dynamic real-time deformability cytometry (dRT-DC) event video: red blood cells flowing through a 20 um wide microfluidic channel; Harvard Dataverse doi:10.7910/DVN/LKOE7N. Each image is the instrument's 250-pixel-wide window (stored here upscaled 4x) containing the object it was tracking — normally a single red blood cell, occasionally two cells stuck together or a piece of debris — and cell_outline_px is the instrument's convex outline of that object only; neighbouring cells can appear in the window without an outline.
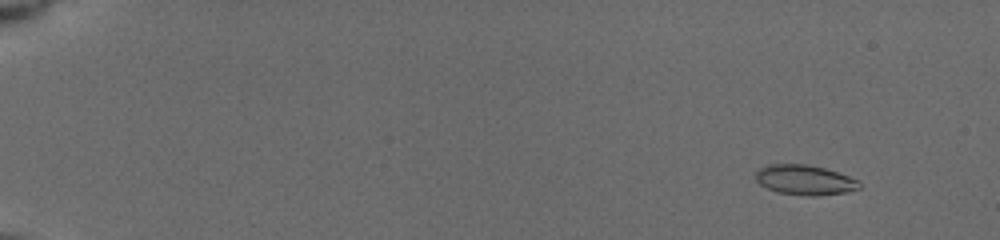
{"species": "common noctule bat (a hibernating species)", "species_latin": "Nyctalus noctula", "temperature_condition": "cold", "stored_images_in_passage": 27, "camera_frame_rate_fps": 3000, "um_per_image_px": 0.085, "animal": {"sex": "female", "body_mass_g": 19.5, "forearm_length_mm": 54.1}, "frame": {"image": 1, "passage_image": 4, "time_ms": 1.667, "image_size_px": [1000, 240], "cell_outline_px": [[860, 188], [844, 192], [816, 196], [808, 196], [776, 192], [760, 184], [756, 180], [756, 172], [760, 168], [768, 164], [808, 164], [824, 168], [860, 180]], "centroid_in_image_um": [68.4, 15.29], "position_along_channel_um": 16.6, "area_um2": 18.03}}
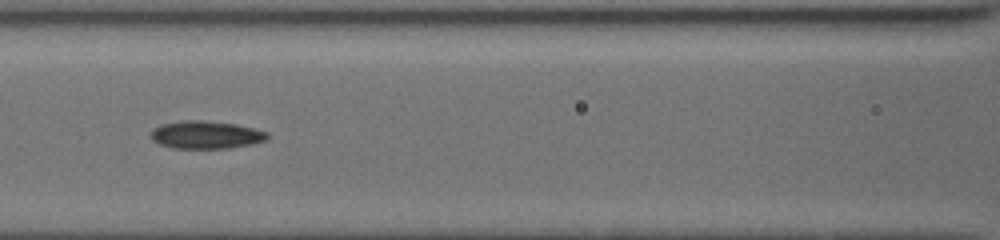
{"frame": {"image": 2, "passage_image": 18, "time_ms": 9.0, "image_size_px": [1000, 240], "cell_outline_px": [[268, 136], [264, 140], [252, 144], [232, 148], [172, 148], [160, 144], [152, 140], [148, 136], [152, 128], [160, 124], [184, 120], [200, 120], [236, 124], [268, 132]], "centroid_in_image_um": [17.44, 11.46], "position_along_channel_um": 149.2, "area_um2": 18.96}}
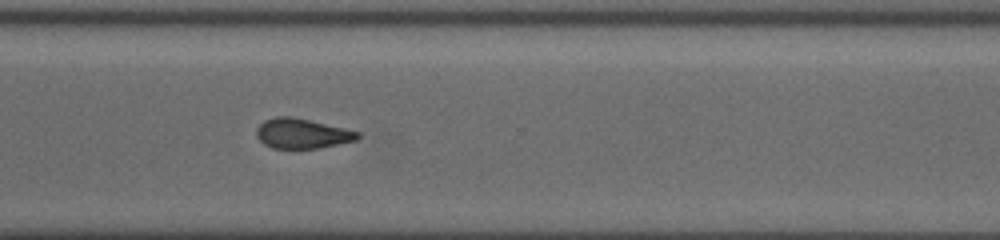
{"frame": {"image": 3, "passage_image": 27, "time_ms": 14.0, "image_size_px": [1000, 240], "cell_outline_px": [[360, 136], [356, 140], [316, 148], [272, 148], [264, 144], [256, 136], [256, 128], [264, 120], [276, 116], [292, 116], [344, 128], [360, 132]], "centroid_in_image_um": [25.64, 11.34], "position_along_channel_um": 345.0, "area_um2": 17.51}}